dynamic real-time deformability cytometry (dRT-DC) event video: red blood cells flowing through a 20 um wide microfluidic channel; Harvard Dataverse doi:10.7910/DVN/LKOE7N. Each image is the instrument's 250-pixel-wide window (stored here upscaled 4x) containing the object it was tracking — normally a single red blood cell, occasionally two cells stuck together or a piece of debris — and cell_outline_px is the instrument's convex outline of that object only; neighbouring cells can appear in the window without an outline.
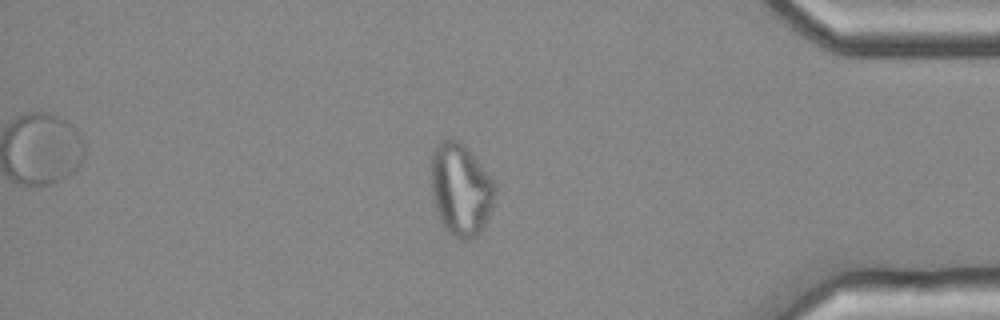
{"species": "common noctule bat (a hibernating species)", "species_latin": "Nyctalus noctula", "temperature_condition": "cold", "stored_images_in_passage": 54, "camera_frame_rate_fps": 3000, "um_per_image_px": 0.085, "animal": {"sex": "female", "body_mass_g": 25.1}, "frame": {"image": 1, "passage_image": 46, "time_ms": 15.0, "image_size_px": [1000, 320], "cell_outline_px": [[496, 188], [492, 204], [484, 224], [480, 232], [476, 236], [464, 240], [460, 240], [452, 236], [444, 228], [440, 220], [432, 196], [432, 152], [436, 144], [448, 136], [464, 144], [492, 180]], "centroid_in_image_um": [39.13, 16.1], "position_along_channel_um": 396.1, "area_um2": 33.93}}